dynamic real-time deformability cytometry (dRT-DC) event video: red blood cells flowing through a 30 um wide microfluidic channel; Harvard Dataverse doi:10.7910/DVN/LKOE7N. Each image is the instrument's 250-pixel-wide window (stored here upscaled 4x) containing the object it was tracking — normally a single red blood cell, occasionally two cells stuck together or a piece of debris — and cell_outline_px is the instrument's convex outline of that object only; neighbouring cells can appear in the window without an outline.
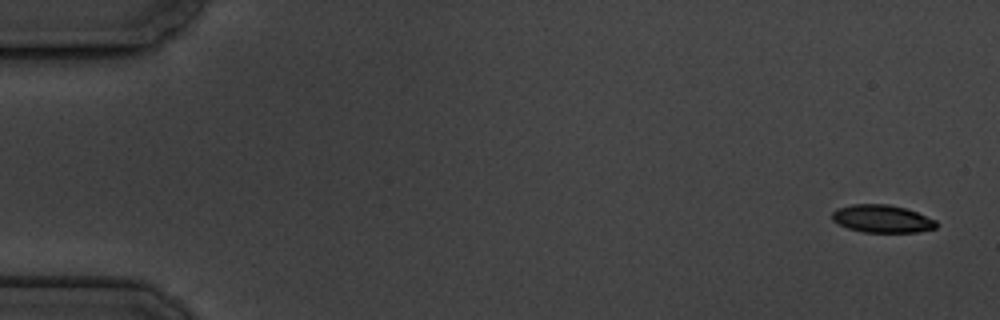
{"species": "common noctule bat (a hibernating species)", "species_latin": "Nyctalus noctula", "temperature_condition": "cold", "stored_images_in_passage": 11, "camera_frame_rate_fps": 3000, "um_per_image_px": 0.085, "animal": {"sex": "male", "body_mass_g": 19.5, "forearm_length_mm": 54.6}, "frame": {"image": 1, "passage_image": 1, "time_ms": 0.0, "image_size_px": [1000, 320], "cell_outline_px": [[936, 228], [916, 232], [864, 232], [848, 228], [832, 220], [832, 212], [836, 208], [852, 204], [888, 204], [904, 208], [916, 212], [936, 220]], "centroid_in_image_um": [74.95, 18.59], "position_along_channel_um": 10.1, "area_um2": 16.7}}
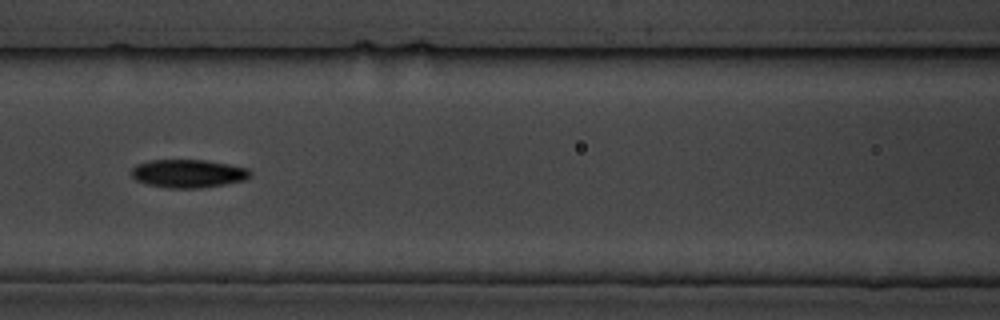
{"frame": {"image": 2, "passage_image": 7, "time_ms": 8.0, "image_size_px": [1000, 320], "cell_outline_px": [[252, 176], [244, 180], [224, 184], [200, 188], [168, 188], [148, 184], [136, 180], [132, 176], [132, 168], [136, 164], [152, 160], [204, 160], [228, 164], [248, 168], [252, 172]], "centroid_in_image_um": [16.02, 14.75], "position_along_channel_um": 150.6, "area_um2": 19.48}}
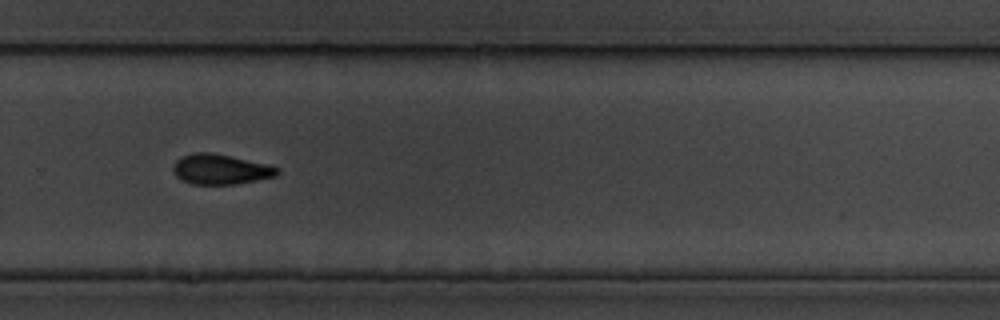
{"frame": {"image": 3, "passage_image": 11, "time_ms": 12.667, "image_size_px": [1000, 320], "cell_outline_px": [[280, 172], [276, 176], [236, 184], [192, 184], [180, 180], [176, 176], [172, 168], [176, 160], [180, 156], [196, 152], [208, 152], [268, 164], [280, 168]], "centroid_in_image_um": [18.73, 14.39], "position_along_channel_um": 311.1, "area_um2": 18.26}}